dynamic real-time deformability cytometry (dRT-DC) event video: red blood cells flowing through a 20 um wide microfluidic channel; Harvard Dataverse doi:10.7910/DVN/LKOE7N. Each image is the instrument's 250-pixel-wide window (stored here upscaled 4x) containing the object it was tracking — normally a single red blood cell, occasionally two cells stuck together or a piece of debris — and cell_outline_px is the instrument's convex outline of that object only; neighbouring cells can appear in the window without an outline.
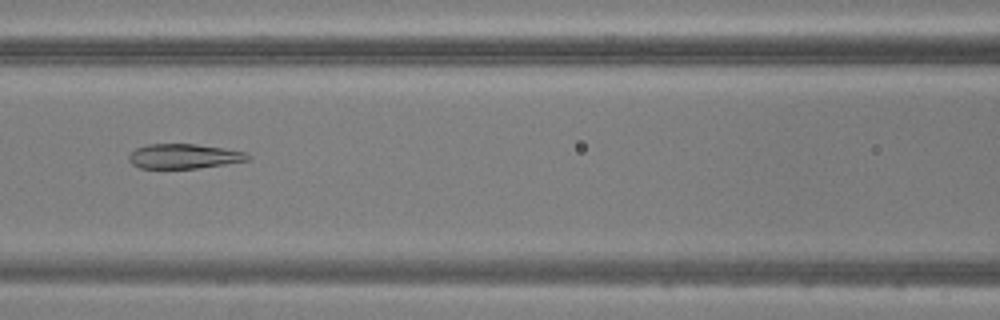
{"species": "common noctule bat (a hibernating species)", "species_latin": "Nyctalus noctula", "temperature_condition": "warm", "stored_images_in_passage": 47, "camera_frame_rate_fps": 3000, "um_per_image_px": 0.085, "animal": {"sex": "male", "body_mass_g": 20.5, "forearm_length_mm": 52.5}, "frame": {"image": 1, "passage_image": 20, "time_ms": 6.333, "image_size_px": [1000, 320], "cell_outline_px": [[252, 156], [248, 160], [224, 164], [196, 168], [140, 168], [132, 164], [128, 160], [128, 156], [136, 148], [148, 144], [196, 144], [224, 148], [244, 152]], "centroid_in_image_um": [15.62, 13.28], "position_along_channel_um": 151.0, "area_um2": 16.99}}
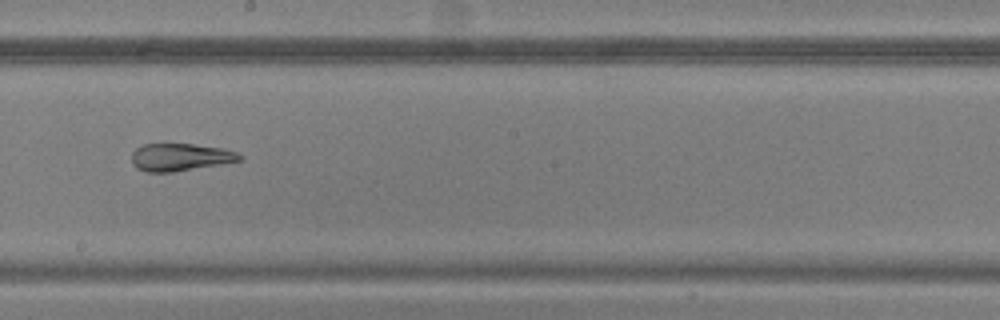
{"frame": {"image": 2, "passage_image": 26, "time_ms": 8.333, "image_size_px": [1000, 320], "cell_outline_px": [[244, 156], [240, 160], [220, 164], [172, 172], [144, 172], [136, 168], [132, 164], [132, 152], [136, 148], [144, 144], [192, 144], [224, 148], [236, 152]], "centroid_in_image_um": [15.29, 13.36], "position_along_channel_um": 232.9, "area_um2": 17.28}}
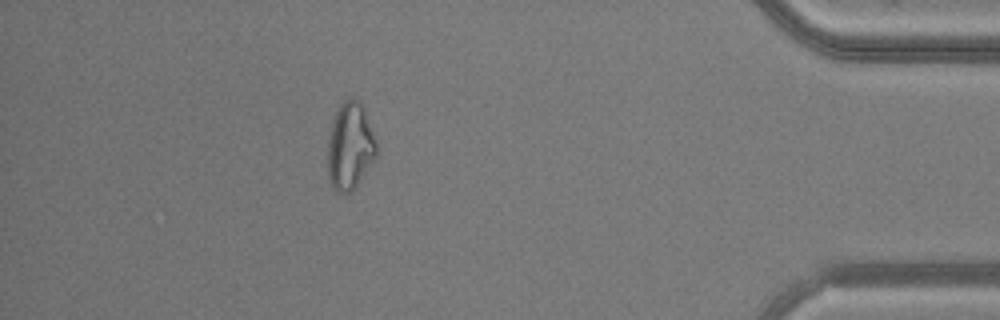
{"frame": {"image": 3, "passage_image": 42, "time_ms": 13.667, "image_size_px": [1000, 320], "cell_outline_px": [[376, 156], [352, 192], [336, 192], [332, 188], [328, 176], [328, 140], [332, 124], [336, 112], [340, 104], [344, 100], [352, 96], [360, 100], [364, 108], [376, 140]], "centroid_in_image_um": [29.75, 12.41], "position_along_channel_um": 405.5, "area_um2": 24.74}}